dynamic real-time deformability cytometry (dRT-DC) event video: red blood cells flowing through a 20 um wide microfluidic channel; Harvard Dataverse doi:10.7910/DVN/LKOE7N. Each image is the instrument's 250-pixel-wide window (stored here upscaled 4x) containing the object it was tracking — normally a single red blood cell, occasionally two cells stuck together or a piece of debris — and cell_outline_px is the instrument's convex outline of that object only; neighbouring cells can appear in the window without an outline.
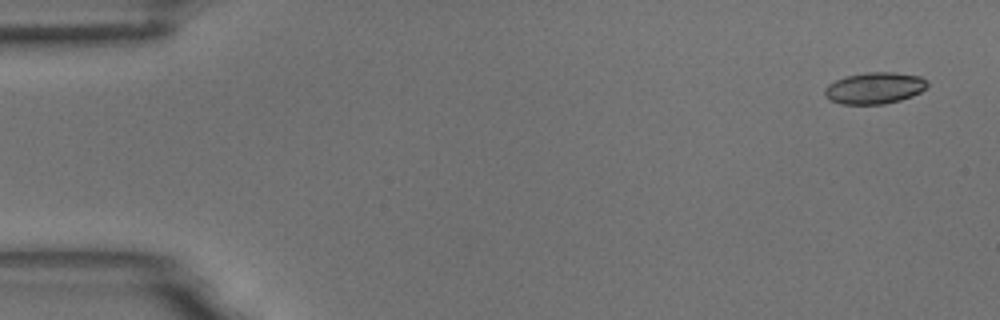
{"species": "common noctule bat (a hibernating species)", "species_latin": "Nyctalus noctula", "temperature_condition": "room temperature", "stored_images_in_passage": 5, "camera_frame_rate_fps": 3000, "um_per_image_px": 0.085, "animal": {"sex": "male", "body_mass_g": 18.8}, "frame": {"image": 1, "passage_image": 1, "time_ms": 0.0, "image_size_px": [1000, 320], "cell_outline_px": [[928, 84], [920, 92], [912, 96], [900, 100], [884, 104], [840, 104], [824, 96], [824, 88], [828, 84], [836, 80], [848, 76], [864, 72], [896, 72], [920, 76], [928, 80]], "centroid_in_image_um": [74.34, 7.48], "position_along_channel_um": 10.7, "area_um2": 18.9}}
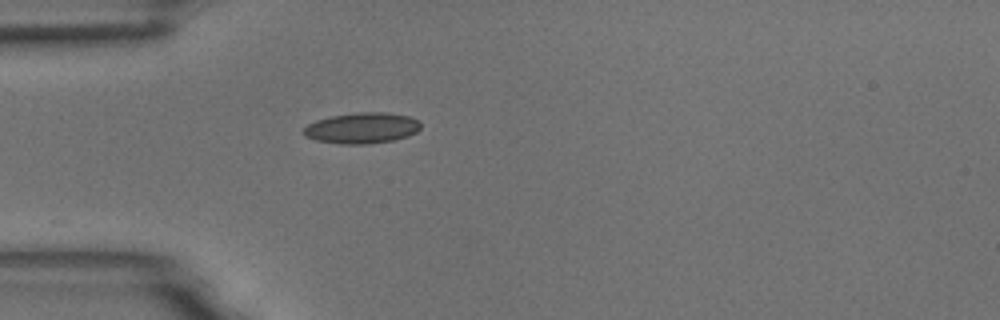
{"frame": {"image": 2, "passage_image": 5, "time_ms": 1.333, "image_size_px": [1000, 320], "cell_outline_px": [[420, 128], [416, 132], [408, 136], [392, 140], [368, 144], [340, 144], [316, 140], [304, 136], [300, 132], [308, 124], [316, 120], [332, 116], [356, 112], [384, 112], [408, 116], [416, 120], [420, 124]], "centroid_in_image_um": [30.72, 10.89], "position_along_channel_um": 54.3, "area_um2": 21.04}}